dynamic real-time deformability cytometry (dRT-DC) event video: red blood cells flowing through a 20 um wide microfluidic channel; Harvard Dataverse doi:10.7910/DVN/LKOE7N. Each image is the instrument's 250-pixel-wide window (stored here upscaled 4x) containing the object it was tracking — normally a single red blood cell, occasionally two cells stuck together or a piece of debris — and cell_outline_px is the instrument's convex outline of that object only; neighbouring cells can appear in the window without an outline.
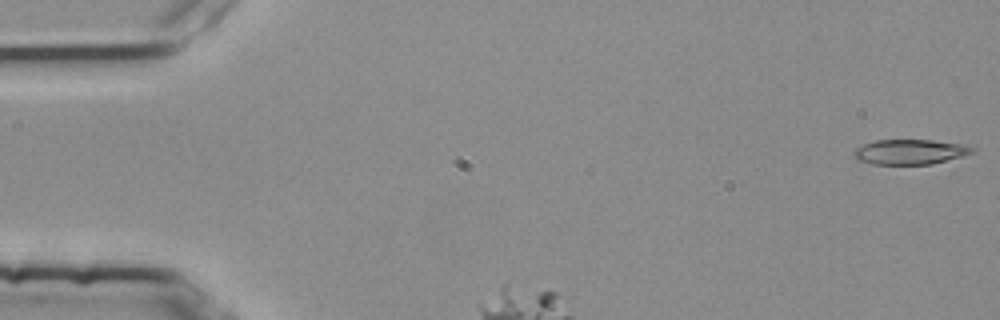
{"species": "common noctule bat (a hibernating species)", "species_latin": "Nyctalus noctula", "temperature_condition": "room temperature", "stored_images_in_passage": 3, "camera_frame_rate_fps": 3000, "um_per_image_px": 0.085, "animal": {"sex": "female", "body_mass_g": 25.1}, "frame": {"image": 1, "passage_image": 1, "time_ms": 0.0, "image_size_px": [1000, 320], "cell_outline_px": [[976, 148], [972, 152], [960, 156], [932, 164], [872, 164], [856, 160], [852, 156], [852, 152], [856, 148], [872, 140], [932, 140], [964, 144]], "centroid_in_image_um": [77.28, 12.9], "position_along_channel_um": 7.7, "area_um2": 17.28}}